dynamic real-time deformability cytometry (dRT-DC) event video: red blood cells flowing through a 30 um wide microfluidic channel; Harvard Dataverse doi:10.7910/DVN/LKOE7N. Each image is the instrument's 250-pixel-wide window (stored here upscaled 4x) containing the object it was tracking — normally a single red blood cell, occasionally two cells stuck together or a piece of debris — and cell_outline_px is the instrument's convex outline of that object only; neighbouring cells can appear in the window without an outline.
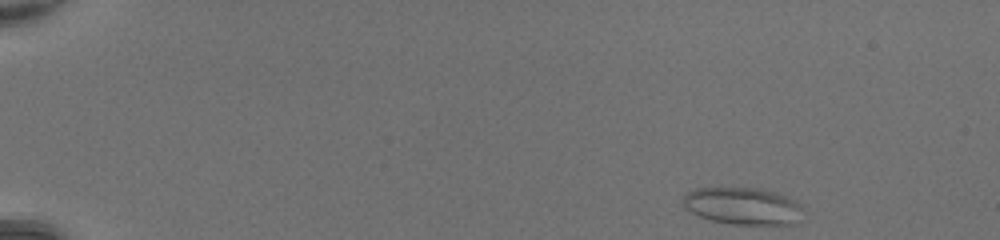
{"species": "common noctule bat (a hibernating species)", "species_latin": "Nyctalus noctula", "temperature_condition": "room temperature", "stored_images_in_passage": 43, "camera_frame_rate_fps": 3000, "um_per_image_px": 0.085, "animal": {"sex": "female", "body_mass_g": 20.0, "forearm_length_mm": 54.0}, "frame": {"image": 1, "passage_image": 1, "time_ms": 0.0, "image_size_px": [1000, 240], "cell_outline_px": [[800, 208], [796, 224], [732, 224], [712, 220], [700, 216], [684, 208], [680, 200], [688, 192], [696, 188], [760, 188], [776, 192], [796, 200], [800, 204]], "centroid_in_image_um": [63.09, 17.5], "position_along_channel_um": 21.9, "area_um2": 25.84}}
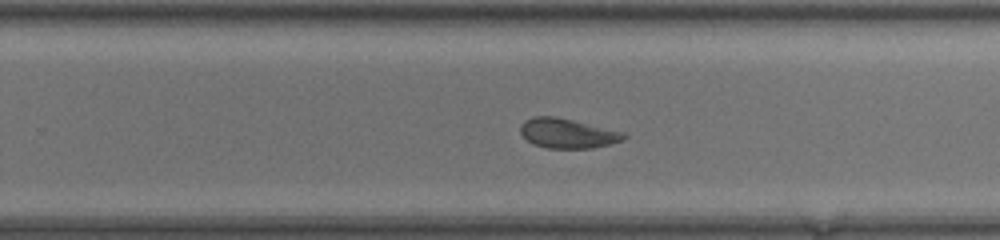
{"frame": {"image": 2, "passage_image": 28, "time_ms": 9.0, "image_size_px": [1000, 240], "cell_outline_px": [[628, 136], [624, 140], [592, 148], [548, 148], [532, 144], [520, 132], [520, 124], [524, 120], [532, 116], [556, 116], [624, 132]], "centroid_in_image_um": [48.22, 11.32], "position_along_channel_um": 281.6, "area_um2": 17.92}}
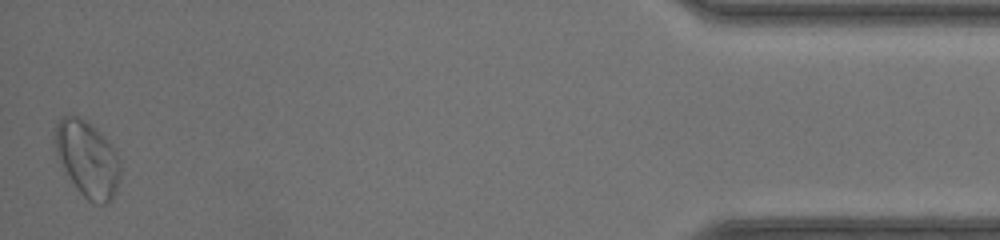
{"frame": {"image": 3, "passage_image": 43, "time_ms": 14.0, "image_size_px": [1000, 240], "cell_outline_px": [[120, 176], [112, 200], [108, 204], [96, 204], [88, 200], [76, 188], [64, 168], [56, 152], [52, 132], [56, 124], [68, 112], [80, 116], [88, 120], [100, 132], [112, 148], [120, 160]], "centroid_in_image_um": [7.41, 13.46], "position_along_channel_um": 427.8, "area_um2": 29.07}, "authors_computed_cell_mechanics": {"area_um2": 21.097, "velocity_mm_per_s": 4.378, "shape_relaxation_time_tau1_ms": 5.6478, "shape_relaxation_time_tau2_ms": 2.7148, "deformation_change_tau1": 0.1431, "deformation_change_tau2": 0.0926}}